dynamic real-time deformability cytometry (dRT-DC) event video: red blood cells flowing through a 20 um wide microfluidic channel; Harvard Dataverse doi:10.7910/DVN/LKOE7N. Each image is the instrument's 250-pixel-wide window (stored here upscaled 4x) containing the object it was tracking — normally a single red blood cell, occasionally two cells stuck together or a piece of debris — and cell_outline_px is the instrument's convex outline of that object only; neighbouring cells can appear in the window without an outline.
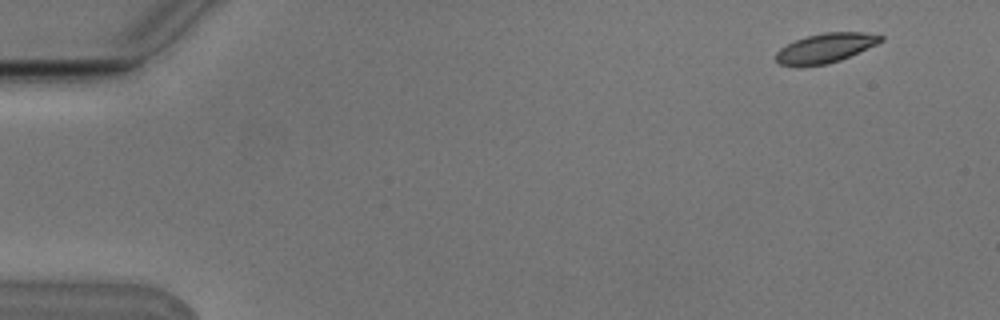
{"species": "Egyptian fruit bat (a non-hibernating species)", "species_latin": "Rousettus aegyptiacus", "temperature_condition": "cold", "stored_images_in_passage": 8, "camera_frame_rate_fps": 3000, "um_per_image_px": 0.085, "animal": {"sex": "male"}, "frame": {"image": 1, "passage_image": 1, "time_ms": 0.0, "image_size_px": [1000, 320], "cell_outline_px": [[884, 40], [876, 44], [840, 60], [828, 64], [780, 64], [776, 60], [776, 52], [780, 48], [796, 40], [808, 36], [824, 32], [864, 32], [884, 36]], "centroid_in_image_um": [70.21, 4.05], "position_along_channel_um": 14.8, "area_um2": 17.4}}
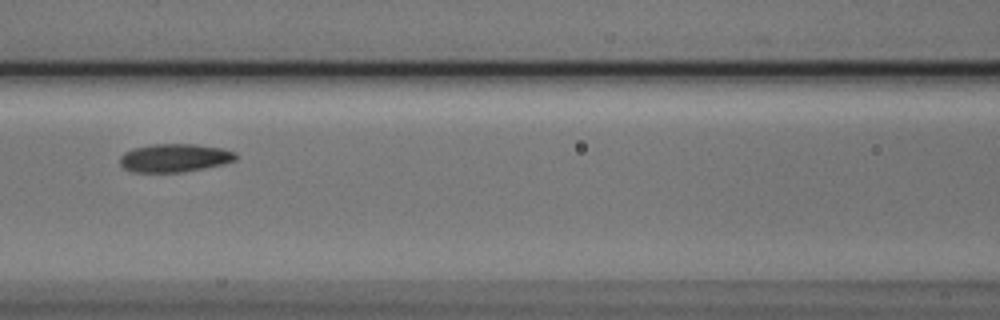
{"frame": {"image": 2, "passage_image": 7, "time_ms": 2.0, "image_size_px": [1000, 320], "cell_outline_px": [[236, 160], [224, 164], [184, 172], [132, 172], [124, 168], [120, 164], [120, 156], [124, 152], [132, 148], [152, 144], [196, 144], [224, 148], [236, 152]], "centroid_in_image_um": [14.85, 13.42], "position_along_channel_um": 151.8, "area_um2": 19.31}}
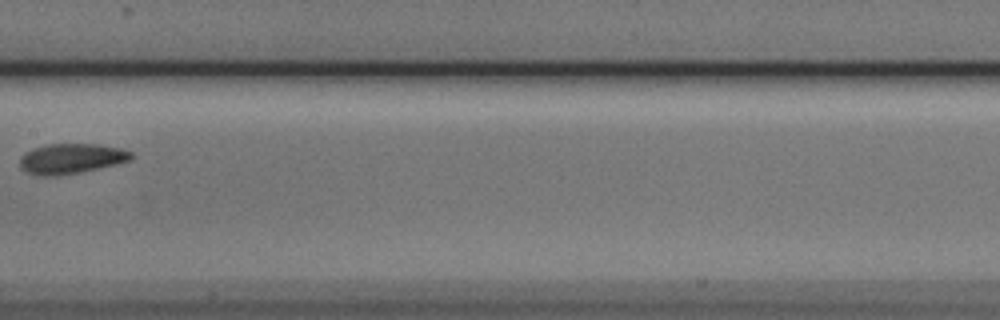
{"frame": {"image": 3, "passage_image": 8, "time_ms": 2.333, "image_size_px": [1000, 320], "cell_outline_px": [[132, 160], [116, 164], [80, 172], [52, 176], [44, 176], [28, 172], [20, 168], [20, 156], [24, 152], [32, 148], [48, 144], [96, 144], [120, 148], [132, 152]], "centroid_in_image_um": [6.03, 13.47], "position_along_channel_um": 201.4, "area_um2": 19.48}}